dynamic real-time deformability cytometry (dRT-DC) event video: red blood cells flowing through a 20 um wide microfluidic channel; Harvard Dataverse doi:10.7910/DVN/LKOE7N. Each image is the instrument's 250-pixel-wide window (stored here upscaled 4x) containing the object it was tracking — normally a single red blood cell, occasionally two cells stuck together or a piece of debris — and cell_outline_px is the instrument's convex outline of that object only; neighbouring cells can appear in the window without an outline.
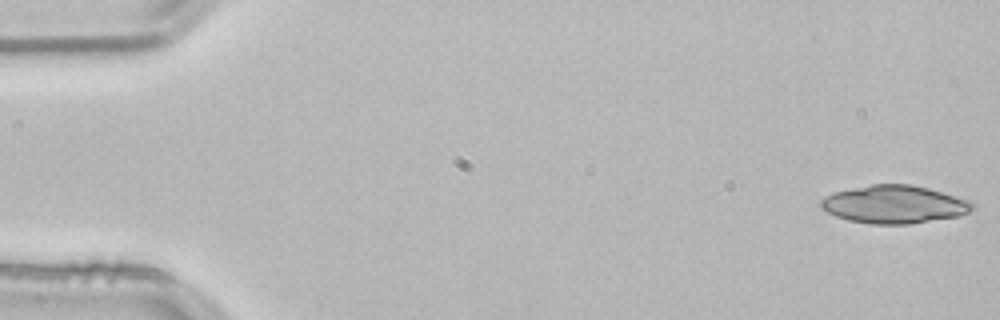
{"species": "common noctule bat (a hibernating species)", "species_latin": "Nyctalus noctula", "temperature_condition": "room temperature", "stored_images_in_passage": 25, "camera_frame_rate_fps": 3000, "um_per_image_px": 0.085, "animal": {"sex": "male", "body_mass_g": 21.5, "forearm_length_mm": 52.0}, "frame": {"image": 1, "passage_image": 1, "time_ms": 0.0, "image_size_px": [1000, 320], "cell_outline_px": [[976, 208], [960, 216], [912, 224], [872, 224], [848, 220], [836, 216], [820, 208], [820, 200], [824, 196], [832, 192], [872, 184], [908, 184], [928, 188], [968, 200]], "centroid_in_image_um": [75.99, 17.38], "position_along_channel_um": 9.0, "area_um2": 33.58}}